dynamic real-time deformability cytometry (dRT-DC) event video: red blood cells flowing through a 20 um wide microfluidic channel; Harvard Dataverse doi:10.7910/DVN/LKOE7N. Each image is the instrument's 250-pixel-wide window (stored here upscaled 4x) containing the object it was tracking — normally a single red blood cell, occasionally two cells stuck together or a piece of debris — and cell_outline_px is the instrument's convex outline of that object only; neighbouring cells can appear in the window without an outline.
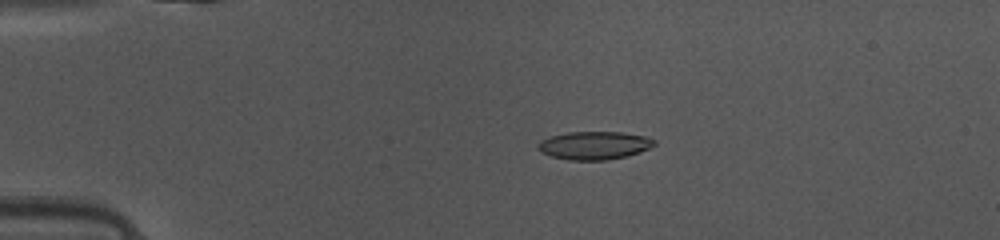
{"species": "common noctule bat (a hibernating species)", "species_latin": "Nyctalus noctula", "temperature_condition": "warm", "stored_images_in_passage": 49, "camera_frame_rate_fps": 3000, "um_per_image_px": 0.085, "animal": {"sex": "female", "body_mass_g": 10.0, "forearm_length_mm": 53.1}, "frame": {"image": 1, "passage_image": 11, "time_ms": 3.333, "image_size_px": [1000, 240], "cell_outline_px": [[656, 144], [640, 152], [608, 160], [568, 160], [552, 156], [540, 152], [536, 148], [536, 144], [540, 140], [552, 136], [568, 132], [624, 132], [648, 136], [656, 140]], "centroid_in_image_um": [50.51, 12.35], "position_along_channel_um": 34.5, "area_um2": 19.19}}
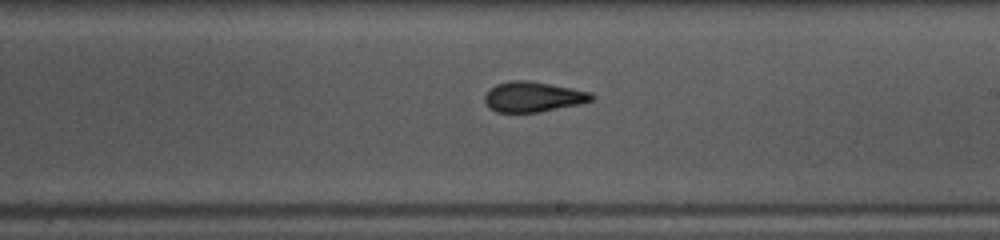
{"frame": {"image": 2, "passage_image": 29, "time_ms": 9.333, "image_size_px": [1000, 240], "cell_outline_px": [[596, 96], [592, 100], [580, 104], [540, 112], [496, 112], [488, 108], [484, 104], [484, 96], [488, 88], [496, 84], [508, 80], [528, 80], [572, 88], [592, 92]], "centroid_in_image_um": [45.28, 8.22], "position_along_channel_um": 243.7, "area_um2": 19.19}}
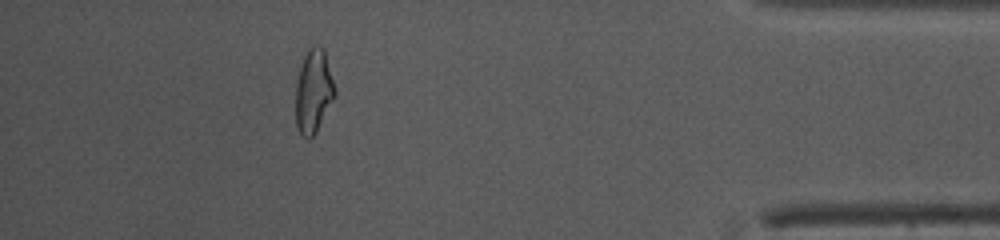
{"frame": {"image": 3, "passage_image": 44, "time_ms": 14.333, "image_size_px": [1000, 240], "cell_outline_px": [[336, 96], [316, 132], [308, 140], [300, 136], [296, 128], [296, 84], [304, 52], [312, 44], [316, 44], [324, 48], [336, 92]], "centroid_in_image_um": [26.64, 7.76], "position_along_channel_um": 408.6, "area_um2": 19.42}, "authors_computed_cell_mechanics": {"area_um2": 18.7272, "velocity_mm_per_s": 4.1554, "shape_relaxation_time_tau1_ms": 4.8151, "shape_relaxation_time_tau2_ms": 1.4822, "deformation_change_tau1": 0.2098, "deformation_change_tau2": 0.0905}}